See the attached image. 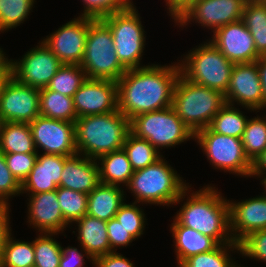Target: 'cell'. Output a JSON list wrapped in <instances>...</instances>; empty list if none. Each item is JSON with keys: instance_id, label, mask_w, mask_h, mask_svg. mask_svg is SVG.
Segmentation results:
<instances>
[{"instance_id": "cell-31", "label": "cell", "mask_w": 266, "mask_h": 267, "mask_svg": "<svg viewBox=\"0 0 266 267\" xmlns=\"http://www.w3.org/2000/svg\"><path fill=\"white\" fill-rule=\"evenodd\" d=\"M247 121L242 111L226 103L213 117L209 128L215 133L241 139Z\"/></svg>"}, {"instance_id": "cell-23", "label": "cell", "mask_w": 266, "mask_h": 267, "mask_svg": "<svg viewBox=\"0 0 266 267\" xmlns=\"http://www.w3.org/2000/svg\"><path fill=\"white\" fill-rule=\"evenodd\" d=\"M77 224L80 247H83L93 259L112 253L107 235V222L98 218L84 215L73 222Z\"/></svg>"}, {"instance_id": "cell-48", "label": "cell", "mask_w": 266, "mask_h": 267, "mask_svg": "<svg viewBox=\"0 0 266 267\" xmlns=\"http://www.w3.org/2000/svg\"><path fill=\"white\" fill-rule=\"evenodd\" d=\"M7 205H0V243H5L8 235L12 232L10 227L9 208Z\"/></svg>"}, {"instance_id": "cell-32", "label": "cell", "mask_w": 266, "mask_h": 267, "mask_svg": "<svg viewBox=\"0 0 266 267\" xmlns=\"http://www.w3.org/2000/svg\"><path fill=\"white\" fill-rule=\"evenodd\" d=\"M123 149L134 171L144 169L163 157L146 139L136 137L131 132L126 136Z\"/></svg>"}, {"instance_id": "cell-46", "label": "cell", "mask_w": 266, "mask_h": 267, "mask_svg": "<svg viewBox=\"0 0 266 267\" xmlns=\"http://www.w3.org/2000/svg\"><path fill=\"white\" fill-rule=\"evenodd\" d=\"M94 267H135L123 254L112 252L94 260Z\"/></svg>"}, {"instance_id": "cell-9", "label": "cell", "mask_w": 266, "mask_h": 267, "mask_svg": "<svg viewBox=\"0 0 266 267\" xmlns=\"http://www.w3.org/2000/svg\"><path fill=\"white\" fill-rule=\"evenodd\" d=\"M140 19L134 3L122 11L101 18L112 33L118 59L127 70L143 67L140 62L146 36Z\"/></svg>"}, {"instance_id": "cell-47", "label": "cell", "mask_w": 266, "mask_h": 267, "mask_svg": "<svg viewBox=\"0 0 266 267\" xmlns=\"http://www.w3.org/2000/svg\"><path fill=\"white\" fill-rule=\"evenodd\" d=\"M196 0H165L167 10L170 13L175 24L184 15V13L192 6Z\"/></svg>"}, {"instance_id": "cell-20", "label": "cell", "mask_w": 266, "mask_h": 267, "mask_svg": "<svg viewBox=\"0 0 266 267\" xmlns=\"http://www.w3.org/2000/svg\"><path fill=\"white\" fill-rule=\"evenodd\" d=\"M28 223L40 233H63L70 224L64 219L56 190L28 195Z\"/></svg>"}, {"instance_id": "cell-49", "label": "cell", "mask_w": 266, "mask_h": 267, "mask_svg": "<svg viewBox=\"0 0 266 267\" xmlns=\"http://www.w3.org/2000/svg\"><path fill=\"white\" fill-rule=\"evenodd\" d=\"M266 174V149L252 162V171L250 177H256Z\"/></svg>"}, {"instance_id": "cell-11", "label": "cell", "mask_w": 266, "mask_h": 267, "mask_svg": "<svg viewBox=\"0 0 266 267\" xmlns=\"http://www.w3.org/2000/svg\"><path fill=\"white\" fill-rule=\"evenodd\" d=\"M29 50L20 61L11 59L10 75L21 84L46 88L62 63L42 41Z\"/></svg>"}, {"instance_id": "cell-45", "label": "cell", "mask_w": 266, "mask_h": 267, "mask_svg": "<svg viewBox=\"0 0 266 267\" xmlns=\"http://www.w3.org/2000/svg\"><path fill=\"white\" fill-rule=\"evenodd\" d=\"M81 252L76 247H62V256L60 259L59 267H84L85 260L84 257L90 259L92 265H94V260L86 253L85 249L81 247ZM85 252L84 254L82 252Z\"/></svg>"}, {"instance_id": "cell-15", "label": "cell", "mask_w": 266, "mask_h": 267, "mask_svg": "<svg viewBox=\"0 0 266 267\" xmlns=\"http://www.w3.org/2000/svg\"><path fill=\"white\" fill-rule=\"evenodd\" d=\"M248 0H196L184 15L176 22L185 27L195 21L214 33L224 25L242 19V13Z\"/></svg>"}, {"instance_id": "cell-30", "label": "cell", "mask_w": 266, "mask_h": 267, "mask_svg": "<svg viewBox=\"0 0 266 267\" xmlns=\"http://www.w3.org/2000/svg\"><path fill=\"white\" fill-rule=\"evenodd\" d=\"M233 250L234 253L236 251L240 252L239 243L220 244L212 251L188 257L177 267H240V265L231 258L230 252H233Z\"/></svg>"}, {"instance_id": "cell-36", "label": "cell", "mask_w": 266, "mask_h": 267, "mask_svg": "<svg viewBox=\"0 0 266 267\" xmlns=\"http://www.w3.org/2000/svg\"><path fill=\"white\" fill-rule=\"evenodd\" d=\"M44 234V235H43ZM58 233H40L33 240L34 265L37 267H59L62 246L53 239Z\"/></svg>"}, {"instance_id": "cell-10", "label": "cell", "mask_w": 266, "mask_h": 267, "mask_svg": "<svg viewBox=\"0 0 266 267\" xmlns=\"http://www.w3.org/2000/svg\"><path fill=\"white\" fill-rule=\"evenodd\" d=\"M193 140L200 145L215 169L241 177L251 175L252 162L246 156L240 138L215 133L207 127L196 132Z\"/></svg>"}, {"instance_id": "cell-40", "label": "cell", "mask_w": 266, "mask_h": 267, "mask_svg": "<svg viewBox=\"0 0 266 267\" xmlns=\"http://www.w3.org/2000/svg\"><path fill=\"white\" fill-rule=\"evenodd\" d=\"M84 9L83 17L101 19L114 12L122 11L128 8L132 0H82Z\"/></svg>"}, {"instance_id": "cell-4", "label": "cell", "mask_w": 266, "mask_h": 267, "mask_svg": "<svg viewBox=\"0 0 266 267\" xmlns=\"http://www.w3.org/2000/svg\"><path fill=\"white\" fill-rule=\"evenodd\" d=\"M165 160L161 157L144 169L134 171L126 186L135 197L134 202L163 206L183 202L189 185Z\"/></svg>"}, {"instance_id": "cell-19", "label": "cell", "mask_w": 266, "mask_h": 267, "mask_svg": "<svg viewBox=\"0 0 266 267\" xmlns=\"http://www.w3.org/2000/svg\"><path fill=\"white\" fill-rule=\"evenodd\" d=\"M229 205V229L234 242L239 243L249 233L266 229V197L264 195L232 202Z\"/></svg>"}, {"instance_id": "cell-28", "label": "cell", "mask_w": 266, "mask_h": 267, "mask_svg": "<svg viewBox=\"0 0 266 267\" xmlns=\"http://www.w3.org/2000/svg\"><path fill=\"white\" fill-rule=\"evenodd\" d=\"M40 115L68 122H74L78 118L73 97L49 90L47 87L40 89L39 100Z\"/></svg>"}, {"instance_id": "cell-29", "label": "cell", "mask_w": 266, "mask_h": 267, "mask_svg": "<svg viewBox=\"0 0 266 267\" xmlns=\"http://www.w3.org/2000/svg\"><path fill=\"white\" fill-rule=\"evenodd\" d=\"M241 20L254 39L257 54L266 56V2L247 1Z\"/></svg>"}, {"instance_id": "cell-24", "label": "cell", "mask_w": 266, "mask_h": 267, "mask_svg": "<svg viewBox=\"0 0 266 267\" xmlns=\"http://www.w3.org/2000/svg\"><path fill=\"white\" fill-rule=\"evenodd\" d=\"M171 232L175 241V254L179 266L188 257L212 251L220 244L213 238L179 224L175 219L171 223Z\"/></svg>"}, {"instance_id": "cell-33", "label": "cell", "mask_w": 266, "mask_h": 267, "mask_svg": "<svg viewBox=\"0 0 266 267\" xmlns=\"http://www.w3.org/2000/svg\"><path fill=\"white\" fill-rule=\"evenodd\" d=\"M86 79V73L80 65L62 64L47 88L73 97Z\"/></svg>"}, {"instance_id": "cell-39", "label": "cell", "mask_w": 266, "mask_h": 267, "mask_svg": "<svg viewBox=\"0 0 266 267\" xmlns=\"http://www.w3.org/2000/svg\"><path fill=\"white\" fill-rule=\"evenodd\" d=\"M136 204V202L132 204L124 202L116 213L115 218L135 239H138L144 234L143 231L146 226L145 220L147 219L145 218V213L141 209L142 207Z\"/></svg>"}, {"instance_id": "cell-16", "label": "cell", "mask_w": 266, "mask_h": 267, "mask_svg": "<svg viewBox=\"0 0 266 267\" xmlns=\"http://www.w3.org/2000/svg\"><path fill=\"white\" fill-rule=\"evenodd\" d=\"M224 96L227 104L237 103L251 112L264 109L262 86L256 62L234 64L229 87Z\"/></svg>"}, {"instance_id": "cell-6", "label": "cell", "mask_w": 266, "mask_h": 267, "mask_svg": "<svg viewBox=\"0 0 266 267\" xmlns=\"http://www.w3.org/2000/svg\"><path fill=\"white\" fill-rule=\"evenodd\" d=\"M181 61L179 62L181 74L186 79L200 86L226 93L234 63L229 61L211 41L193 48Z\"/></svg>"}, {"instance_id": "cell-25", "label": "cell", "mask_w": 266, "mask_h": 267, "mask_svg": "<svg viewBox=\"0 0 266 267\" xmlns=\"http://www.w3.org/2000/svg\"><path fill=\"white\" fill-rule=\"evenodd\" d=\"M124 189L120 186L99 183L88 194L87 215L103 221L115 218L124 201Z\"/></svg>"}, {"instance_id": "cell-35", "label": "cell", "mask_w": 266, "mask_h": 267, "mask_svg": "<svg viewBox=\"0 0 266 267\" xmlns=\"http://www.w3.org/2000/svg\"><path fill=\"white\" fill-rule=\"evenodd\" d=\"M10 233L3 247V261L1 267H31L34 266L33 241L14 240Z\"/></svg>"}, {"instance_id": "cell-51", "label": "cell", "mask_w": 266, "mask_h": 267, "mask_svg": "<svg viewBox=\"0 0 266 267\" xmlns=\"http://www.w3.org/2000/svg\"><path fill=\"white\" fill-rule=\"evenodd\" d=\"M5 55L2 48H0V71H10L11 59H8Z\"/></svg>"}, {"instance_id": "cell-12", "label": "cell", "mask_w": 266, "mask_h": 267, "mask_svg": "<svg viewBox=\"0 0 266 267\" xmlns=\"http://www.w3.org/2000/svg\"><path fill=\"white\" fill-rule=\"evenodd\" d=\"M40 89L19 83L9 75L0 90L3 122L30 123L40 115Z\"/></svg>"}, {"instance_id": "cell-2", "label": "cell", "mask_w": 266, "mask_h": 267, "mask_svg": "<svg viewBox=\"0 0 266 267\" xmlns=\"http://www.w3.org/2000/svg\"><path fill=\"white\" fill-rule=\"evenodd\" d=\"M190 187L185 189L186 202H183L174 219L183 226L210 236L219 244L233 243L229 229L227 198L209 184L189 195L187 193Z\"/></svg>"}, {"instance_id": "cell-41", "label": "cell", "mask_w": 266, "mask_h": 267, "mask_svg": "<svg viewBox=\"0 0 266 267\" xmlns=\"http://www.w3.org/2000/svg\"><path fill=\"white\" fill-rule=\"evenodd\" d=\"M240 254L266 262V229L249 233L239 242Z\"/></svg>"}, {"instance_id": "cell-13", "label": "cell", "mask_w": 266, "mask_h": 267, "mask_svg": "<svg viewBox=\"0 0 266 267\" xmlns=\"http://www.w3.org/2000/svg\"><path fill=\"white\" fill-rule=\"evenodd\" d=\"M37 153L72 156L77 154L75 123L42 115L29 123Z\"/></svg>"}, {"instance_id": "cell-18", "label": "cell", "mask_w": 266, "mask_h": 267, "mask_svg": "<svg viewBox=\"0 0 266 267\" xmlns=\"http://www.w3.org/2000/svg\"><path fill=\"white\" fill-rule=\"evenodd\" d=\"M209 40L234 64L252 63L260 57L254 39L242 20L217 29Z\"/></svg>"}, {"instance_id": "cell-55", "label": "cell", "mask_w": 266, "mask_h": 267, "mask_svg": "<svg viewBox=\"0 0 266 267\" xmlns=\"http://www.w3.org/2000/svg\"><path fill=\"white\" fill-rule=\"evenodd\" d=\"M2 125H3V119H2V117L0 116V133H1Z\"/></svg>"}, {"instance_id": "cell-17", "label": "cell", "mask_w": 266, "mask_h": 267, "mask_svg": "<svg viewBox=\"0 0 266 267\" xmlns=\"http://www.w3.org/2000/svg\"><path fill=\"white\" fill-rule=\"evenodd\" d=\"M77 117L118 110L117 81L87 78L73 96Z\"/></svg>"}, {"instance_id": "cell-7", "label": "cell", "mask_w": 266, "mask_h": 267, "mask_svg": "<svg viewBox=\"0 0 266 267\" xmlns=\"http://www.w3.org/2000/svg\"><path fill=\"white\" fill-rule=\"evenodd\" d=\"M80 66L87 78L118 81L127 71L120 63L109 27L95 19L88 28L85 53Z\"/></svg>"}, {"instance_id": "cell-26", "label": "cell", "mask_w": 266, "mask_h": 267, "mask_svg": "<svg viewBox=\"0 0 266 267\" xmlns=\"http://www.w3.org/2000/svg\"><path fill=\"white\" fill-rule=\"evenodd\" d=\"M97 162L100 183L115 186L128 185L134 170L123 148L100 156Z\"/></svg>"}, {"instance_id": "cell-42", "label": "cell", "mask_w": 266, "mask_h": 267, "mask_svg": "<svg viewBox=\"0 0 266 267\" xmlns=\"http://www.w3.org/2000/svg\"><path fill=\"white\" fill-rule=\"evenodd\" d=\"M20 194L21 184L9 170L4 153L0 150V205L10 206L9 199Z\"/></svg>"}, {"instance_id": "cell-14", "label": "cell", "mask_w": 266, "mask_h": 267, "mask_svg": "<svg viewBox=\"0 0 266 267\" xmlns=\"http://www.w3.org/2000/svg\"><path fill=\"white\" fill-rule=\"evenodd\" d=\"M94 18L79 16L46 36L43 43L62 64L80 65L85 53L89 25Z\"/></svg>"}, {"instance_id": "cell-52", "label": "cell", "mask_w": 266, "mask_h": 267, "mask_svg": "<svg viewBox=\"0 0 266 267\" xmlns=\"http://www.w3.org/2000/svg\"><path fill=\"white\" fill-rule=\"evenodd\" d=\"M9 75L10 71H0V90L4 81L8 78Z\"/></svg>"}, {"instance_id": "cell-56", "label": "cell", "mask_w": 266, "mask_h": 267, "mask_svg": "<svg viewBox=\"0 0 266 267\" xmlns=\"http://www.w3.org/2000/svg\"><path fill=\"white\" fill-rule=\"evenodd\" d=\"M248 1H262V2H266V0H248Z\"/></svg>"}, {"instance_id": "cell-27", "label": "cell", "mask_w": 266, "mask_h": 267, "mask_svg": "<svg viewBox=\"0 0 266 267\" xmlns=\"http://www.w3.org/2000/svg\"><path fill=\"white\" fill-rule=\"evenodd\" d=\"M0 150L4 154H38L28 123L3 122L0 133Z\"/></svg>"}, {"instance_id": "cell-54", "label": "cell", "mask_w": 266, "mask_h": 267, "mask_svg": "<svg viewBox=\"0 0 266 267\" xmlns=\"http://www.w3.org/2000/svg\"><path fill=\"white\" fill-rule=\"evenodd\" d=\"M5 243H0V267L2 266L3 261V247Z\"/></svg>"}, {"instance_id": "cell-8", "label": "cell", "mask_w": 266, "mask_h": 267, "mask_svg": "<svg viewBox=\"0 0 266 267\" xmlns=\"http://www.w3.org/2000/svg\"><path fill=\"white\" fill-rule=\"evenodd\" d=\"M130 132L146 139L159 152L160 148L174 147L194 139L193 132L177 116L172 106L135 116L130 120Z\"/></svg>"}, {"instance_id": "cell-44", "label": "cell", "mask_w": 266, "mask_h": 267, "mask_svg": "<svg viewBox=\"0 0 266 267\" xmlns=\"http://www.w3.org/2000/svg\"><path fill=\"white\" fill-rule=\"evenodd\" d=\"M107 235L111 250L115 252L117 248L128 246L133 240H136L116 218L107 221ZM117 247V248H116Z\"/></svg>"}, {"instance_id": "cell-34", "label": "cell", "mask_w": 266, "mask_h": 267, "mask_svg": "<svg viewBox=\"0 0 266 267\" xmlns=\"http://www.w3.org/2000/svg\"><path fill=\"white\" fill-rule=\"evenodd\" d=\"M241 140L246 156L255 161L266 149V116L248 119Z\"/></svg>"}, {"instance_id": "cell-3", "label": "cell", "mask_w": 266, "mask_h": 267, "mask_svg": "<svg viewBox=\"0 0 266 267\" xmlns=\"http://www.w3.org/2000/svg\"><path fill=\"white\" fill-rule=\"evenodd\" d=\"M130 121L119 111L87 115L75 120L77 153L91 159L123 148Z\"/></svg>"}, {"instance_id": "cell-37", "label": "cell", "mask_w": 266, "mask_h": 267, "mask_svg": "<svg viewBox=\"0 0 266 267\" xmlns=\"http://www.w3.org/2000/svg\"><path fill=\"white\" fill-rule=\"evenodd\" d=\"M56 194L63 217L69 224L87 214L88 194L64 187H58Z\"/></svg>"}, {"instance_id": "cell-43", "label": "cell", "mask_w": 266, "mask_h": 267, "mask_svg": "<svg viewBox=\"0 0 266 267\" xmlns=\"http://www.w3.org/2000/svg\"><path fill=\"white\" fill-rule=\"evenodd\" d=\"M38 154H4L7 166L17 181L22 184L33 169Z\"/></svg>"}, {"instance_id": "cell-21", "label": "cell", "mask_w": 266, "mask_h": 267, "mask_svg": "<svg viewBox=\"0 0 266 267\" xmlns=\"http://www.w3.org/2000/svg\"><path fill=\"white\" fill-rule=\"evenodd\" d=\"M67 157L38 153L33 169L21 184V193L33 195L57 190Z\"/></svg>"}, {"instance_id": "cell-1", "label": "cell", "mask_w": 266, "mask_h": 267, "mask_svg": "<svg viewBox=\"0 0 266 267\" xmlns=\"http://www.w3.org/2000/svg\"><path fill=\"white\" fill-rule=\"evenodd\" d=\"M180 74L178 62L128 69L117 81L118 110L130 121L139 114L171 107Z\"/></svg>"}, {"instance_id": "cell-38", "label": "cell", "mask_w": 266, "mask_h": 267, "mask_svg": "<svg viewBox=\"0 0 266 267\" xmlns=\"http://www.w3.org/2000/svg\"><path fill=\"white\" fill-rule=\"evenodd\" d=\"M35 0H0V32L20 26L28 18Z\"/></svg>"}, {"instance_id": "cell-53", "label": "cell", "mask_w": 266, "mask_h": 267, "mask_svg": "<svg viewBox=\"0 0 266 267\" xmlns=\"http://www.w3.org/2000/svg\"><path fill=\"white\" fill-rule=\"evenodd\" d=\"M260 177V179H262L261 180V183H262V185L264 186V193H262L265 197H266V174L265 175H260L259 176ZM262 177V178H261Z\"/></svg>"}, {"instance_id": "cell-5", "label": "cell", "mask_w": 266, "mask_h": 267, "mask_svg": "<svg viewBox=\"0 0 266 267\" xmlns=\"http://www.w3.org/2000/svg\"><path fill=\"white\" fill-rule=\"evenodd\" d=\"M225 104L221 91L192 83L182 74L178 77L172 107L193 134L209 127L213 117Z\"/></svg>"}, {"instance_id": "cell-50", "label": "cell", "mask_w": 266, "mask_h": 267, "mask_svg": "<svg viewBox=\"0 0 266 267\" xmlns=\"http://www.w3.org/2000/svg\"><path fill=\"white\" fill-rule=\"evenodd\" d=\"M259 71L262 93L264 98V109H266V56H260L256 61Z\"/></svg>"}, {"instance_id": "cell-22", "label": "cell", "mask_w": 266, "mask_h": 267, "mask_svg": "<svg viewBox=\"0 0 266 267\" xmlns=\"http://www.w3.org/2000/svg\"><path fill=\"white\" fill-rule=\"evenodd\" d=\"M99 183V166L96 159L78 153L65 159L59 187L89 194Z\"/></svg>"}]
</instances>
